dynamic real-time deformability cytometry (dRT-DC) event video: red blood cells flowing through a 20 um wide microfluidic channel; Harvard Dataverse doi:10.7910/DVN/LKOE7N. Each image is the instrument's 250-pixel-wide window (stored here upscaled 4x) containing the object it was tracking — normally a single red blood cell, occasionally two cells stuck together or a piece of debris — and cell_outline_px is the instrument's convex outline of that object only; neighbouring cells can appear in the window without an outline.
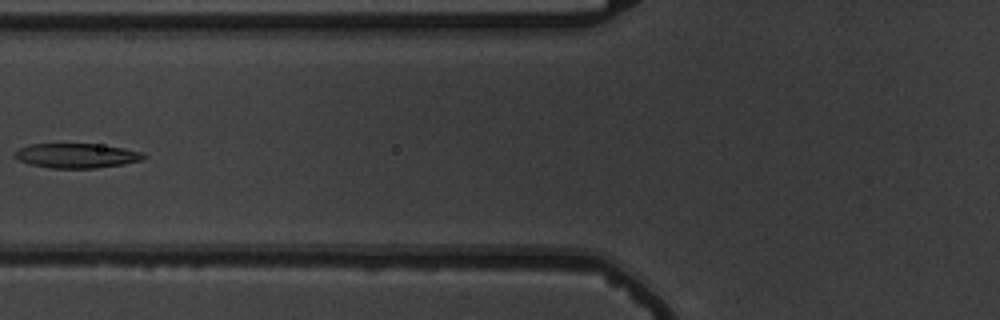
{"species": "common noctule bat (a hibernating species)", "species_latin": "Nyctalus noctula", "temperature_condition": "warm", "stored_images_in_passage": 7, "camera_frame_rate_fps": 3000, "um_per_image_px": 0.085, "animal": {"sex": "male", "body_mass_g": 19.5, "forearm_length_mm": 54.6}, "frame": {"image": 1, "passage_image": 7, "time_ms": 7.333, "image_size_px": [1000, 320], "cell_outline_px": [[148, 156], [140, 160], [124, 164], [96, 168], [52, 168], [28, 164], [12, 156], [20, 148], [28, 144], [92, 144], [124, 148], [144, 152]], "centroid_in_image_um": [6.52, 13.23], "position_along_channel_um": 119.3, "area_um2": 18.44}}